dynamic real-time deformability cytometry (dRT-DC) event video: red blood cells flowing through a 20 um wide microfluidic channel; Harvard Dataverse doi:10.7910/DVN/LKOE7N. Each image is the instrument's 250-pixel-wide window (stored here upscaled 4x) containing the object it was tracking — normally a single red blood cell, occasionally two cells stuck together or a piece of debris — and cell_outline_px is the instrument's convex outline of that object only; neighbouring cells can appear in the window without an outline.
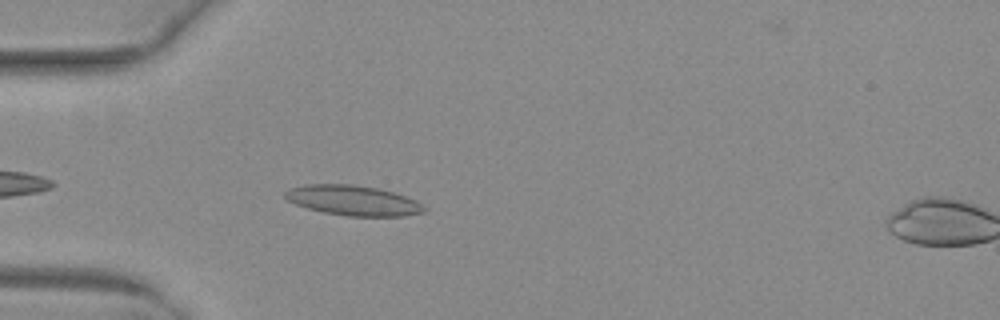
{"species": "common noctule bat (a hibernating species)", "species_latin": "Nyctalus noctula", "temperature_condition": "warm", "stored_images_in_passage": 4, "camera_frame_rate_fps": 3000, "um_per_image_px": 0.085, "animal": {"sex": "female", "body_mass_g": 29.2, "forearm_length_mm": 56.3}, "frame": {"image": 1, "passage_image": 3, "time_ms": 0.667, "image_size_px": [1000, 320], "cell_outline_px": [[428, 208], [424, 212], [404, 216], [348, 216], [324, 212], [308, 208], [296, 204], [288, 200], [284, 196], [284, 192], [288, 188], [308, 184], [352, 184], [376, 188], [392, 192], [416, 200]], "centroid_in_image_um": [30.02, 17.04], "position_along_channel_um": 55.0, "area_um2": 24.28}}